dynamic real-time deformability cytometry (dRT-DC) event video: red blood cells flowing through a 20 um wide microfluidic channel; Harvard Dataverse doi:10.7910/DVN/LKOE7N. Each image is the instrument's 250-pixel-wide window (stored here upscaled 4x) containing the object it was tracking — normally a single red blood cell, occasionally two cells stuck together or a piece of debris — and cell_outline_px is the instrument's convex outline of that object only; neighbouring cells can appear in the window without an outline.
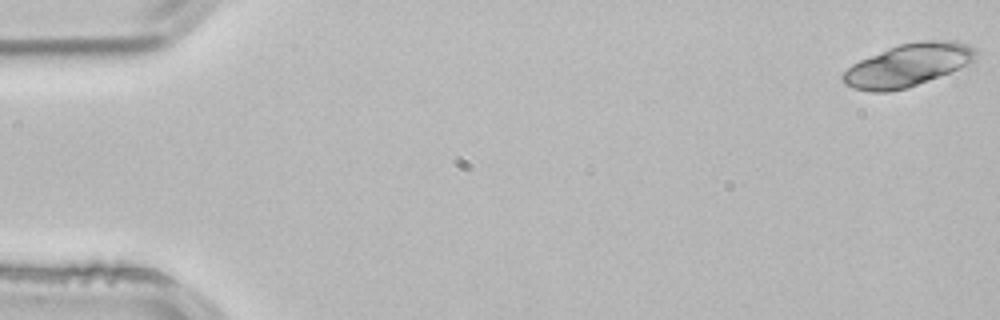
{"species": "common noctule bat (a hibernating species)", "species_latin": "Nyctalus noctula", "temperature_condition": "room temperature", "stored_images_in_passage": 4, "segment_of_instrument_passage": [2, 2], "camera_frame_rate_fps": 3000, "um_per_image_px": 0.085, "animal": {"sex": "male", "body_mass_g": 21.5, "forearm_length_mm": 52.0}, "frame": {"image": 1, "passage_image": 4, "time_ms": 1.0, "image_size_px": [1000, 320], "cell_outline_px": [[976, 52], [972, 60], [968, 64], [960, 68], [908, 88], [888, 92], [868, 92], [852, 88], [844, 84], [840, 80], [840, 76], [852, 64], [860, 60], [888, 48], [900, 44], [920, 40], [956, 40], [968, 44], [976, 48]], "centroid_in_image_um": [77.14, 5.54], "position_along_channel_um": 7.9, "area_um2": 33.23}}